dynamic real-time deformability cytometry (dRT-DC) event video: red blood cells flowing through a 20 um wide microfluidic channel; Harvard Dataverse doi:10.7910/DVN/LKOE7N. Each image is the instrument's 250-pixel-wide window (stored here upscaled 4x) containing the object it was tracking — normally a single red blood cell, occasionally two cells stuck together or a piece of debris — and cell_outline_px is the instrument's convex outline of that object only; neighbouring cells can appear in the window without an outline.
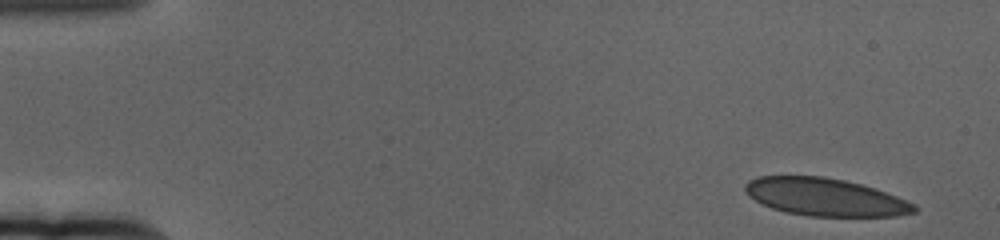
{"species": "human", "species_latin": "Homo sapiens", "temperature_condition": "cold", "stored_images_in_passage": 57, "camera_frame_rate_fps": 3000, "um_per_image_px": 0.085, "donor": {"sex": "female"}, "frame": {"image": 1, "passage_image": 1, "time_ms": 0.0, "image_size_px": [1000, 240], "cell_outline_px": [[920, 208], [916, 212], [896, 216], [808, 216], [784, 212], [760, 204], [748, 196], [744, 188], [744, 184], [748, 180], [756, 176], [824, 176], [844, 180], [876, 188], [908, 200], [916, 204]], "centroid_in_image_um": [70.14, 16.75], "position_along_channel_um": 14.9, "area_um2": 37.63}}
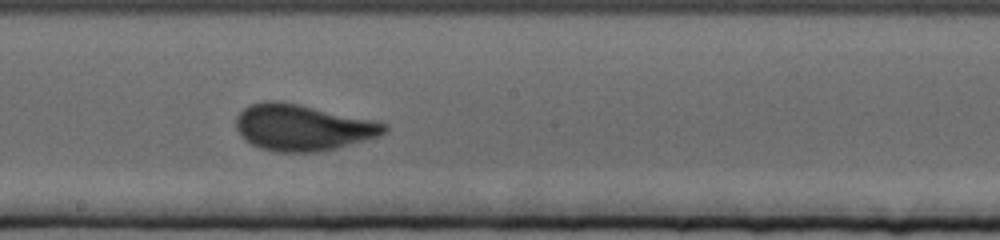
{"frame": {"image": 2, "passage_image": 31, "time_ms": 10.0, "image_size_px": [1000, 240], "cell_outline_px": [[388, 128], [384, 132], [376, 136], [336, 148], [316, 152], [276, 152], [260, 148], [244, 140], [240, 136], [236, 128], [236, 116], [244, 108], [252, 104], [264, 100], [276, 100], [296, 104], [372, 120], [388, 124]], "centroid_in_image_um": [25.64, 10.84], "position_along_channel_um": 222.6, "area_um2": 39.48}}
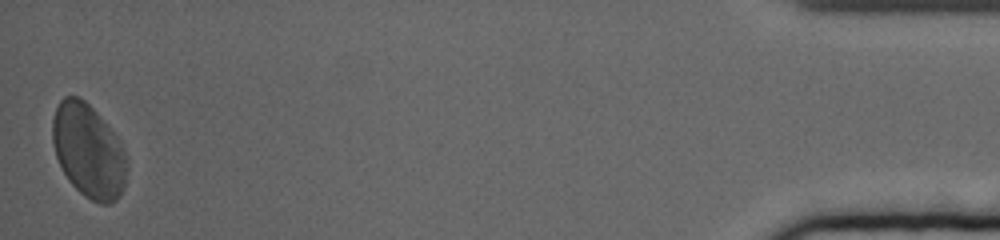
{"frame": {"image": 3, "passage_image": 57, "time_ms": 18.667, "image_size_px": [1000, 240], "cell_outline_px": [[128, 168], [124, 184], [120, 196], [116, 200], [108, 204], [100, 204], [84, 196], [68, 180], [56, 156], [52, 140], [52, 120], [56, 108], [60, 100], [64, 96], [80, 96], [100, 116], [120, 140], [124, 152]], "centroid_in_image_um": [7.52, 12.82], "position_along_channel_um": 427.7, "area_um2": 40.58}, "authors_computed_cell_mechanics": {"area_um2": 38.8994, "velocity_mm_per_s": 3.3341, "shape_relaxation_time_tau1_ms": 4.3347, "shape_relaxation_time_tau2_ms": null, "deformation_change_tau1": 0.1265, "deformation_change_tau2": null}}